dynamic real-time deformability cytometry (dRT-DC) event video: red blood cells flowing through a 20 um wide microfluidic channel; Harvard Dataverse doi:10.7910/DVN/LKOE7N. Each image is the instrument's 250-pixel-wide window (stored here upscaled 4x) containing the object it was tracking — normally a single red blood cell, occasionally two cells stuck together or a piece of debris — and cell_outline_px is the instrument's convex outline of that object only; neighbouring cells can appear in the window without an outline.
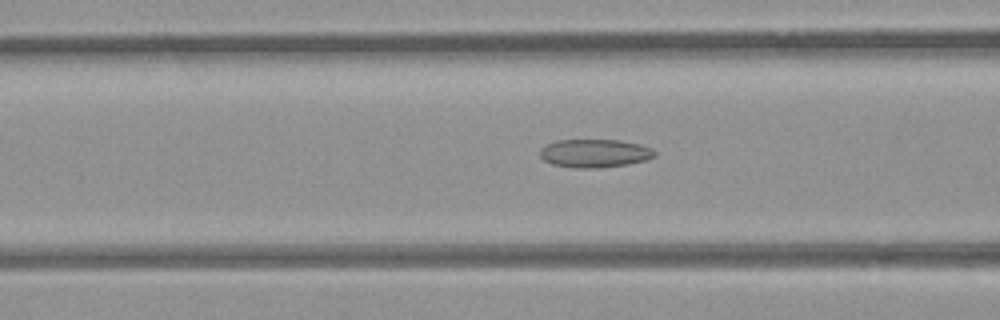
{"species": "common noctule bat (a hibernating species)", "species_latin": "Nyctalus noctula", "temperature_condition": "room temperature", "stored_images_in_passage": 52, "camera_frame_rate_fps": 3000, "um_per_image_px": 0.085, "animal": {"sex": "female", "body_mass_g": 21.9}, "frame": {"image": 1, "passage_image": 20, "time_ms": 6.333, "image_size_px": [1000, 320], "cell_outline_px": [[656, 156], [648, 160], [628, 164], [600, 168], [572, 168], [552, 164], [544, 160], [540, 156], [540, 148], [556, 140], [620, 140], [640, 144], [652, 148], [656, 152]], "centroid_in_image_um": [50.57, 13.03], "position_along_channel_um": 116.0, "area_um2": 19.13}}
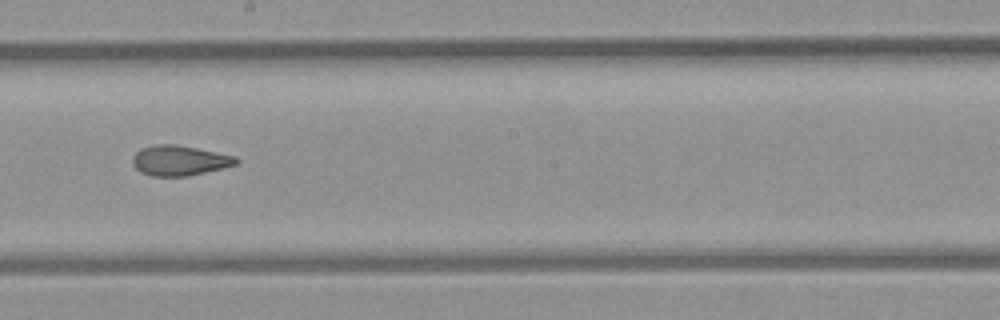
{"frame": {"image": 2, "passage_image": 29, "time_ms": 9.333, "image_size_px": [1000, 320], "cell_outline_px": [[240, 160], [236, 164], [188, 176], [152, 176], [140, 172], [132, 164], [132, 156], [140, 148], [156, 144], [172, 144], [196, 148], [216, 152], [232, 156]], "centroid_in_image_um": [15.18, 13.64], "position_along_channel_um": 233.0, "area_um2": 17.98}}
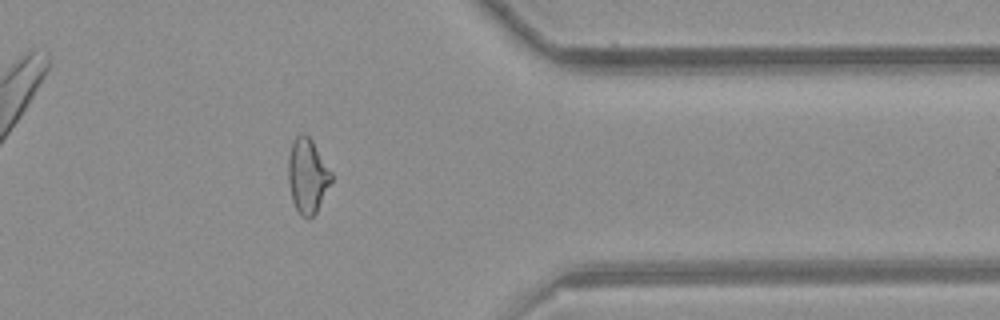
{"frame": {"image": 3, "passage_image": 42, "time_ms": 13.667, "image_size_px": [1000, 320], "cell_outline_px": [[332, 180], [316, 212], [308, 220], [300, 216], [292, 200], [288, 180], [288, 156], [292, 144], [296, 136], [300, 132], [304, 132], [312, 140], [332, 172]], "centroid_in_image_um": [26.12, 14.94], "position_along_channel_um": 385.3, "area_um2": 18.79}, "authors_computed_cell_mechanics": {"area_um2": 19.2763, "velocity_mm_per_s": 3.881, "shape_relaxation_time_tau1_ms": null, "shape_relaxation_time_tau2_ms": 2.5487, "deformation_change_tau1": null, "deformation_change_tau2": 0.0977}}